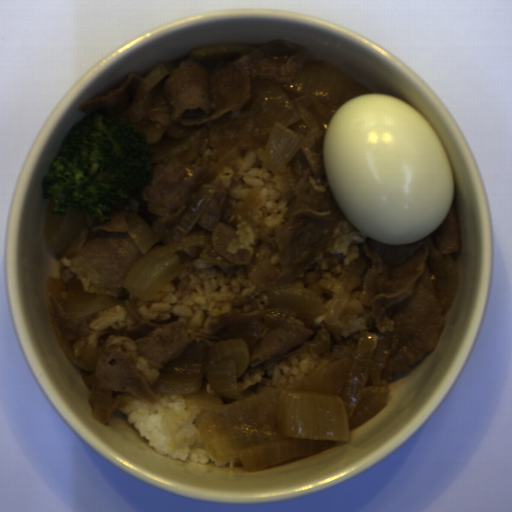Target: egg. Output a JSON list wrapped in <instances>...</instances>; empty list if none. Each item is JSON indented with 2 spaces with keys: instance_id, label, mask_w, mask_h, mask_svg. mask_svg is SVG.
Here are the masks:
<instances>
[{
  "instance_id": "obj_1",
  "label": "egg",
  "mask_w": 512,
  "mask_h": 512,
  "mask_svg": "<svg viewBox=\"0 0 512 512\" xmlns=\"http://www.w3.org/2000/svg\"><path fill=\"white\" fill-rule=\"evenodd\" d=\"M322 157L328 185L362 237L406 244L448 215L455 176L431 124L392 94L350 98L332 116Z\"/></svg>"
}]
</instances>
